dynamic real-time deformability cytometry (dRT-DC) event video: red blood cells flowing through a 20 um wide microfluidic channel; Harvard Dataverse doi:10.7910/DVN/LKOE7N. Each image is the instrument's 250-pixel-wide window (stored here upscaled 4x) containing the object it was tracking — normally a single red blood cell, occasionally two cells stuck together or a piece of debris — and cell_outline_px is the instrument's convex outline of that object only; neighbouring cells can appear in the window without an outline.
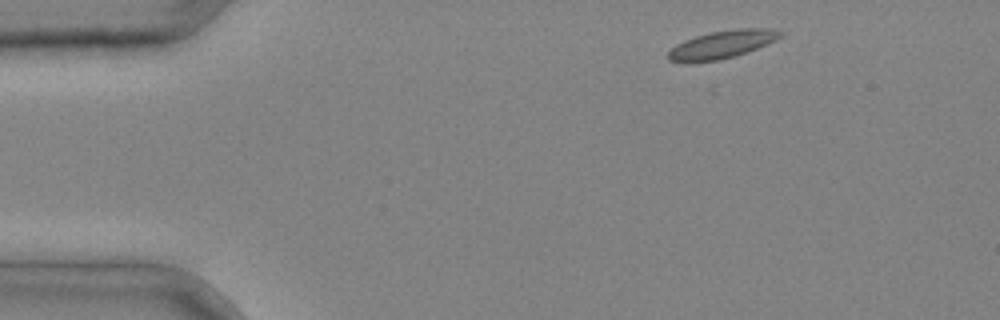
{"species": "common noctule bat (a hibernating species)", "species_latin": "Nyctalus noctula", "temperature_condition": "cold", "stored_images_in_passage": 2, "camera_frame_rate_fps": 3000, "um_per_image_px": 0.085, "animal": {"sex": "male", "body_mass_g": 20.4}, "frame": {"image": 1, "passage_image": 1, "time_ms": 0.0, "image_size_px": [1000, 320], "cell_outline_px": [[784, 36], [768, 44], [720, 60], [668, 60], [668, 52], [676, 44], [684, 40], [696, 36], [712, 32], [736, 28], [772, 28], [784, 32]], "centroid_in_image_um": [61.48, 3.73], "position_along_channel_um": 23.5, "area_um2": 17.69}}